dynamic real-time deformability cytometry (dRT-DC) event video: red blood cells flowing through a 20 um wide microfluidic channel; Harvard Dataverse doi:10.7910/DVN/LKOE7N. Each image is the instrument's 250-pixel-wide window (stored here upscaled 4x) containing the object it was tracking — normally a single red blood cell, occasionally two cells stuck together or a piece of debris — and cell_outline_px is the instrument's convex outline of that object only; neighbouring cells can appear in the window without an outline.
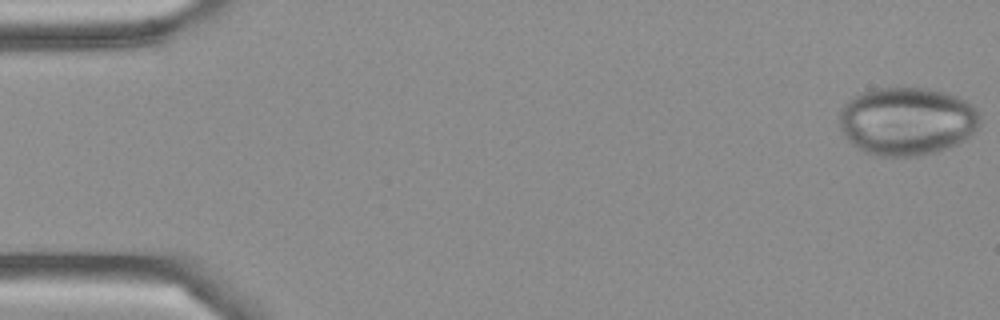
{"species": "Egyptian fruit bat (a non-hibernating species)", "species_latin": "Rousettus aegyptiacus", "temperature_condition": "cold", "stored_images_in_passage": 49, "camera_frame_rate_fps": 3000, "um_per_image_px": 0.085, "frame": {"image": 1, "passage_image": 1, "time_ms": 0.0, "image_size_px": [1000, 320], "cell_outline_px": [[980, 124], [972, 136], [948, 148], [936, 152], [920, 156], [876, 156], [864, 152], [856, 148], [844, 136], [840, 128], [840, 108], [848, 100], [872, 88], [928, 88], [944, 92], [956, 96], [972, 104], [976, 108], [980, 116]], "centroid_in_image_um": [77.1, 10.31], "position_along_channel_um": 7.9, "area_um2": 56.36}}
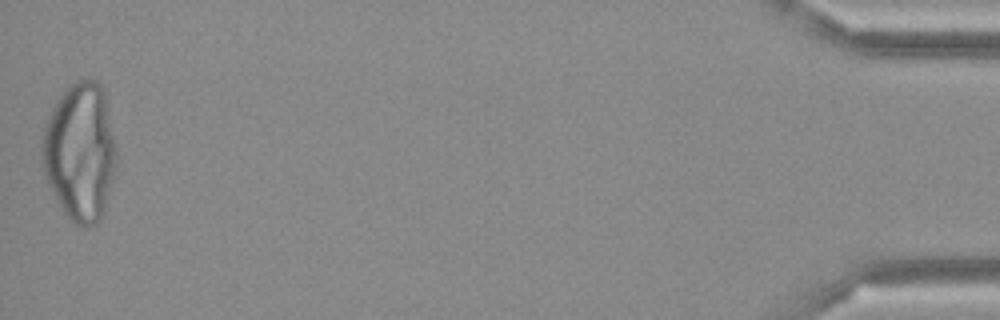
{"frame": {"image": 2, "passage_image": 49, "time_ms": 16.0, "image_size_px": [1000, 320], "cell_outline_px": [[116, 168], [104, 208], [100, 220], [96, 224], [88, 228], [84, 228], [76, 224], [64, 212], [48, 184], [40, 160], [40, 144], [44, 128], [48, 116], [56, 100], [76, 80], [92, 76], [104, 88], [116, 144]], "centroid_in_image_um": [6.81, 12.87], "position_along_channel_um": 428.4, "area_um2": 60.46}}